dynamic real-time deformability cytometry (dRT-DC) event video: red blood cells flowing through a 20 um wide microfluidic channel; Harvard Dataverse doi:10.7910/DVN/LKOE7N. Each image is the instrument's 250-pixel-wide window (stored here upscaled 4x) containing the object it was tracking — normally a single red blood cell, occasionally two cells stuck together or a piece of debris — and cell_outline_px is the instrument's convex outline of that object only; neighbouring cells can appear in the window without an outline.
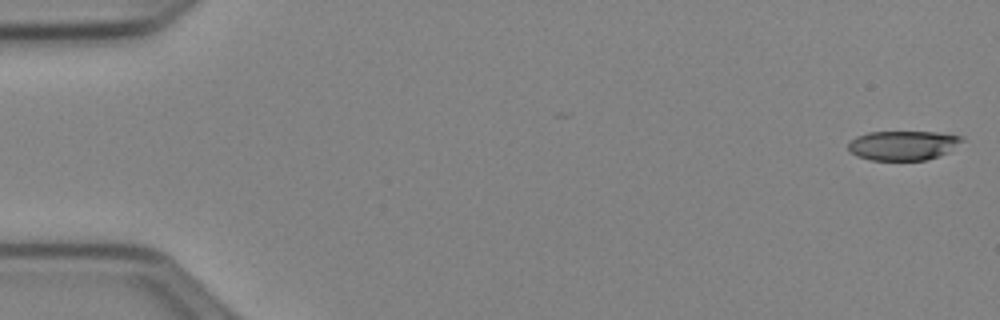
{"species": "Egyptian fruit bat (a non-hibernating species)", "species_latin": "Rousettus aegyptiacus", "temperature_condition": "cold", "stored_images_in_passage": 51, "camera_frame_rate_fps": 3000, "um_per_image_px": 0.085, "animal": {"sex": "female"}, "frame": {"image": 1, "passage_image": 1, "time_ms": 0.0, "image_size_px": [1000, 320], "cell_outline_px": [[964, 140], [948, 152], [940, 156], [924, 160], [872, 160], [856, 156], [848, 148], [848, 144], [856, 136], [868, 132], [936, 132], [964, 136]], "centroid_in_image_um": [76.78, 12.35], "position_along_channel_um": 8.2, "area_um2": 19.54}}
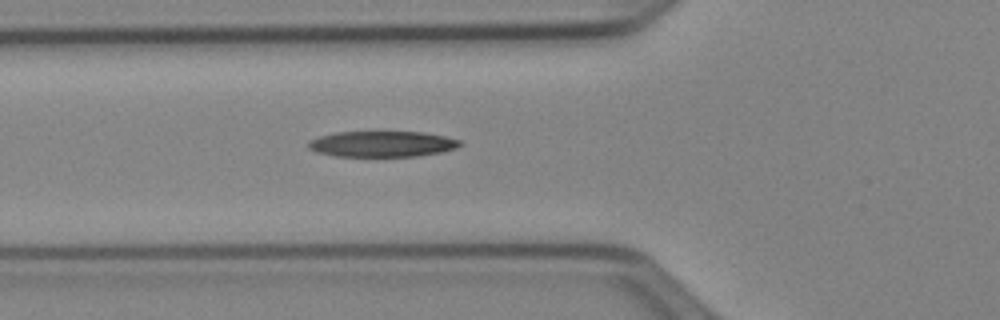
{"frame": {"image": 2, "passage_image": 19, "time_ms": 6.0, "image_size_px": [1000, 320], "cell_outline_px": [[464, 144], [456, 148], [440, 152], [416, 156], [336, 156], [316, 152], [308, 148], [308, 140], [320, 136], [336, 132], [376, 128], [424, 132], [444, 136], [460, 140]], "centroid_in_image_um": [32.46, 12.17], "position_along_channel_um": 93.3, "area_um2": 24.04}}
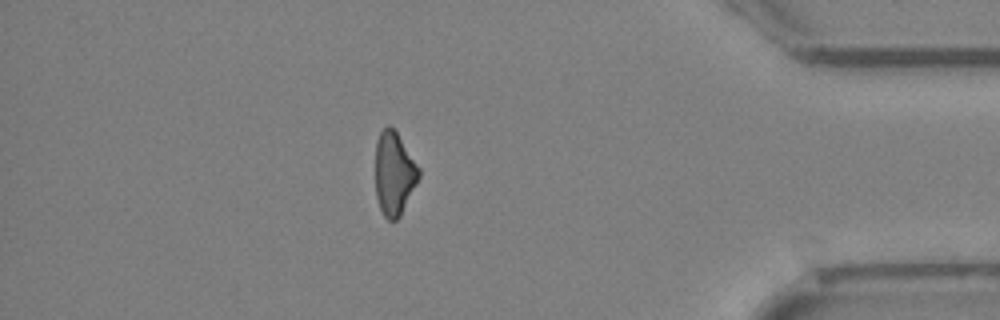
{"frame": {"image": 3, "passage_image": 45, "time_ms": 14.667, "image_size_px": [1000, 320], "cell_outline_px": [[420, 176], [400, 216], [396, 220], [388, 220], [384, 216], [380, 208], [376, 196], [376, 140], [380, 132], [388, 124], [396, 132], [420, 168]], "centroid_in_image_um": [33.5, 14.75], "position_along_channel_um": 401.7, "area_um2": 20.87}, "authors_computed_cell_mechanics": {"area_um2": 22.5998, "velocity_mm_per_s": 3.9931, "shape_relaxation_time_tau1_ms": null, "shape_relaxation_time_tau2_ms": 7.2677, "deformation_change_tau1": null, "deformation_change_tau2": 0.187}}